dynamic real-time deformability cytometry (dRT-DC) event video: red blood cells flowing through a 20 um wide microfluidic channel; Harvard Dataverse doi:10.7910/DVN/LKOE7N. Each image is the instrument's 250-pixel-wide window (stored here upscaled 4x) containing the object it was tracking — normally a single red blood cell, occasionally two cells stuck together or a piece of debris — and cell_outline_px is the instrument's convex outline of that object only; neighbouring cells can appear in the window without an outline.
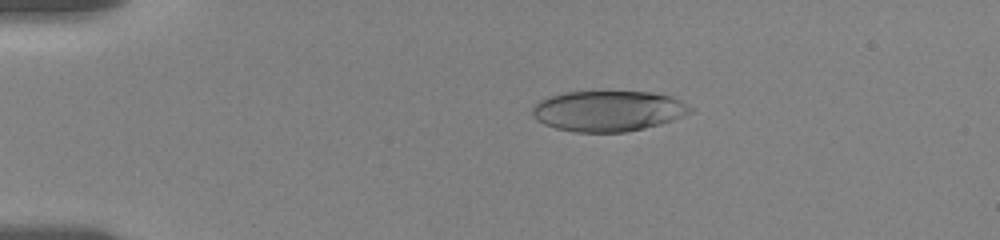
{"species": "human", "species_latin": "Homo sapiens", "temperature_condition": "room temperature", "stored_images_in_passage": 35, "camera_frame_rate_fps": 3000, "um_per_image_px": 0.085, "donor": {"sex": "female"}, "frame": {"image": 1, "passage_image": 3, "time_ms": 1.0, "image_size_px": [1000, 240], "cell_outline_px": [[692, 112], [672, 120], [660, 124], [644, 128], [624, 132], [576, 132], [556, 128], [544, 124], [536, 120], [532, 116], [532, 108], [540, 100], [548, 96], [564, 92], [652, 92], [672, 96], [680, 100], [692, 108]], "centroid_in_image_um": [51.68, 9.43], "position_along_channel_um": 33.3, "area_um2": 37.34}}
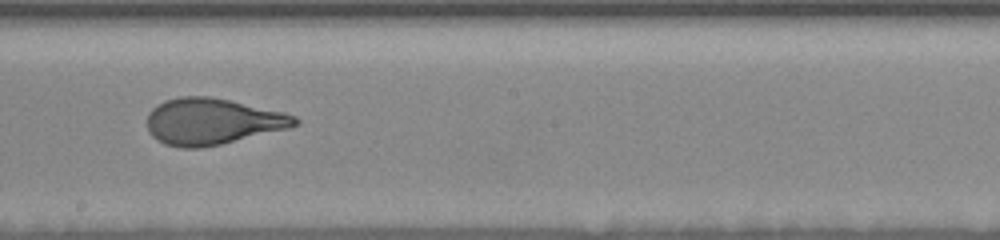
{"frame": {"image": 2, "passage_image": 18, "time_ms": 8.0, "image_size_px": [1000, 240], "cell_outline_px": [[300, 124], [288, 128], [220, 144], [200, 148], [180, 148], [164, 144], [156, 140], [148, 132], [148, 112], [156, 104], [164, 100], [180, 96], [208, 96], [228, 100], [284, 112], [296, 116], [300, 120]], "centroid_in_image_um": [18.01, 10.32], "position_along_channel_um": 230.2, "area_um2": 39.94}}
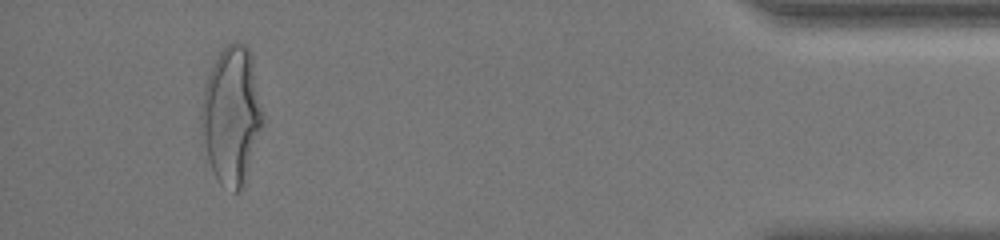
{"frame": {"image": 3, "passage_image": 33, "time_ms": 14.667, "image_size_px": [1000, 240], "cell_outline_px": [[264, 124], [244, 184], [240, 192], [232, 192], [220, 184], [212, 168], [200, 132], [200, 116], [204, 88], [208, 76], [220, 52], [228, 44], [236, 40], [244, 44], [248, 48], [252, 60], [264, 116]], "centroid_in_image_um": [19.69, 9.84], "position_along_channel_um": 415.5, "area_um2": 49.25}, "authors_computed_cell_mechanics": {"area_um2": 39.8242, "velocity_mm_per_s": 3.6085, "shape_relaxation_time_tau1_ms": 4.9137, "shape_relaxation_time_tau2_ms": null, "deformation_change_tau1": 0.1949, "deformation_change_tau2": null}}